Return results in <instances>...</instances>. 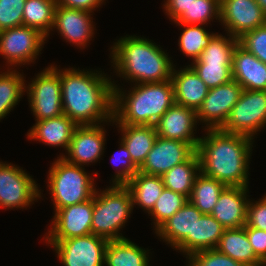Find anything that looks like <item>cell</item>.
I'll list each match as a JSON object with an SVG mask.
<instances>
[{"mask_svg":"<svg viewBox=\"0 0 266 266\" xmlns=\"http://www.w3.org/2000/svg\"><path fill=\"white\" fill-rule=\"evenodd\" d=\"M133 201L125 185L111 184L93 195L91 232L108 241L124 239L119 233L133 212Z\"/></svg>","mask_w":266,"mask_h":266,"instance_id":"cell-5","label":"cell"},{"mask_svg":"<svg viewBox=\"0 0 266 266\" xmlns=\"http://www.w3.org/2000/svg\"><path fill=\"white\" fill-rule=\"evenodd\" d=\"M115 126L121 131L120 141L129 151L132 162L140 168L158 136L155 126L127 124H115Z\"/></svg>","mask_w":266,"mask_h":266,"instance_id":"cell-25","label":"cell"},{"mask_svg":"<svg viewBox=\"0 0 266 266\" xmlns=\"http://www.w3.org/2000/svg\"><path fill=\"white\" fill-rule=\"evenodd\" d=\"M35 77L28 85H25V92H27L29 106L35 116V121H42L64 114L60 69L52 64Z\"/></svg>","mask_w":266,"mask_h":266,"instance_id":"cell-7","label":"cell"},{"mask_svg":"<svg viewBox=\"0 0 266 266\" xmlns=\"http://www.w3.org/2000/svg\"><path fill=\"white\" fill-rule=\"evenodd\" d=\"M54 161L46 181L54 212L93 198L97 189L96 184L83 166L68 163L60 156Z\"/></svg>","mask_w":266,"mask_h":266,"instance_id":"cell-6","label":"cell"},{"mask_svg":"<svg viewBox=\"0 0 266 266\" xmlns=\"http://www.w3.org/2000/svg\"><path fill=\"white\" fill-rule=\"evenodd\" d=\"M92 15L84 10L56 6L51 31L57 30L66 42L85 49L96 30Z\"/></svg>","mask_w":266,"mask_h":266,"instance_id":"cell-16","label":"cell"},{"mask_svg":"<svg viewBox=\"0 0 266 266\" xmlns=\"http://www.w3.org/2000/svg\"><path fill=\"white\" fill-rule=\"evenodd\" d=\"M226 187L222 182L200 173L195 179L188 201L202 214H211L220 194Z\"/></svg>","mask_w":266,"mask_h":266,"instance_id":"cell-32","label":"cell"},{"mask_svg":"<svg viewBox=\"0 0 266 266\" xmlns=\"http://www.w3.org/2000/svg\"><path fill=\"white\" fill-rule=\"evenodd\" d=\"M220 23L229 35L244 33L266 24V16L256 0H220Z\"/></svg>","mask_w":266,"mask_h":266,"instance_id":"cell-15","label":"cell"},{"mask_svg":"<svg viewBox=\"0 0 266 266\" xmlns=\"http://www.w3.org/2000/svg\"><path fill=\"white\" fill-rule=\"evenodd\" d=\"M60 69L63 112L77 125L113 123V81L102 71Z\"/></svg>","mask_w":266,"mask_h":266,"instance_id":"cell-1","label":"cell"},{"mask_svg":"<svg viewBox=\"0 0 266 266\" xmlns=\"http://www.w3.org/2000/svg\"><path fill=\"white\" fill-rule=\"evenodd\" d=\"M256 2L262 9L264 15L266 16V0H256Z\"/></svg>","mask_w":266,"mask_h":266,"instance_id":"cell-46","label":"cell"},{"mask_svg":"<svg viewBox=\"0 0 266 266\" xmlns=\"http://www.w3.org/2000/svg\"><path fill=\"white\" fill-rule=\"evenodd\" d=\"M248 193V187L227 186L220 194L211 215L226 229L244 227Z\"/></svg>","mask_w":266,"mask_h":266,"instance_id":"cell-19","label":"cell"},{"mask_svg":"<svg viewBox=\"0 0 266 266\" xmlns=\"http://www.w3.org/2000/svg\"><path fill=\"white\" fill-rule=\"evenodd\" d=\"M200 173V160L195 151L185 162L172 167L162 176L164 187L189 198Z\"/></svg>","mask_w":266,"mask_h":266,"instance_id":"cell-29","label":"cell"},{"mask_svg":"<svg viewBox=\"0 0 266 266\" xmlns=\"http://www.w3.org/2000/svg\"><path fill=\"white\" fill-rule=\"evenodd\" d=\"M110 49L111 66L118 77L133 84L171 80L173 61L152 40L126 35L114 42Z\"/></svg>","mask_w":266,"mask_h":266,"instance_id":"cell-3","label":"cell"},{"mask_svg":"<svg viewBox=\"0 0 266 266\" xmlns=\"http://www.w3.org/2000/svg\"><path fill=\"white\" fill-rule=\"evenodd\" d=\"M57 0H26L23 12V25L41 32L46 39L50 35Z\"/></svg>","mask_w":266,"mask_h":266,"instance_id":"cell-31","label":"cell"},{"mask_svg":"<svg viewBox=\"0 0 266 266\" xmlns=\"http://www.w3.org/2000/svg\"><path fill=\"white\" fill-rule=\"evenodd\" d=\"M63 266H104L108 240L89 234L61 241H46Z\"/></svg>","mask_w":266,"mask_h":266,"instance_id":"cell-11","label":"cell"},{"mask_svg":"<svg viewBox=\"0 0 266 266\" xmlns=\"http://www.w3.org/2000/svg\"><path fill=\"white\" fill-rule=\"evenodd\" d=\"M238 44V38L227 33L216 34L197 60L192 63H232V53Z\"/></svg>","mask_w":266,"mask_h":266,"instance_id":"cell-34","label":"cell"},{"mask_svg":"<svg viewBox=\"0 0 266 266\" xmlns=\"http://www.w3.org/2000/svg\"><path fill=\"white\" fill-rule=\"evenodd\" d=\"M104 124L106 123L78 125L66 151L67 156L61 154L60 157L68 163L79 166H88L102 159L107 133Z\"/></svg>","mask_w":266,"mask_h":266,"instance_id":"cell-14","label":"cell"},{"mask_svg":"<svg viewBox=\"0 0 266 266\" xmlns=\"http://www.w3.org/2000/svg\"><path fill=\"white\" fill-rule=\"evenodd\" d=\"M224 228L211 214H203L194 227V237H186L175 250L184 253V257L217 247Z\"/></svg>","mask_w":266,"mask_h":266,"instance_id":"cell-24","label":"cell"},{"mask_svg":"<svg viewBox=\"0 0 266 266\" xmlns=\"http://www.w3.org/2000/svg\"><path fill=\"white\" fill-rule=\"evenodd\" d=\"M242 90V86L235 80L209 89L205 100L196 111L198 123H204L203 129H220L238 102Z\"/></svg>","mask_w":266,"mask_h":266,"instance_id":"cell-13","label":"cell"},{"mask_svg":"<svg viewBox=\"0 0 266 266\" xmlns=\"http://www.w3.org/2000/svg\"><path fill=\"white\" fill-rule=\"evenodd\" d=\"M238 44L266 64V24L244 33Z\"/></svg>","mask_w":266,"mask_h":266,"instance_id":"cell-39","label":"cell"},{"mask_svg":"<svg viewBox=\"0 0 266 266\" xmlns=\"http://www.w3.org/2000/svg\"><path fill=\"white\" fill-rule=\"evenodd\" d=\"M105 0H57V6H63L66 8H73L78 10H84L90 13H94Z\"/></svg>","mask_w":266,"mask_h":266,"instance_id":"cell-45","label":"cell"},{"mask_svg":"<svg viewBox=\"0 0 266 266\" xmlns=\"http://www.w3.org/2000/svg\"><path fill=\"white\" fill-rule=\"evenodd\" d=\"M220 0H194L174 23L207 25L215 18L220 22Z\"/></svg>","mask_w":266,"mask_h":266,"instance_id":"cell-35","label":"cell"},{"mask_svg":"<svg viewBox=\"0 0 266 266\" xmlns=\"http://www.w3.org/2000/svg\"><path fill=\"white\" fill-rule=\"evenodd\" d=\"M187 266H245L216 248L195 252L187 257Z\"/></svg>","mask_w":266,"mask_h":266,"instance_id":"cell-38","label":"cell"},{"mask_svg":"<svg viewBox=\"0 0 266 266\" xmlns=\"http://www.w3.org/2000/svg\"><path fill=\"white\" fill-rule=\"evenodd\" d=\"M197 124L195 110L174 103L154 126L158 136L188 142L197 149L200 140V137L194 135Z\"/></svg>","mask_w":266,"mask_h":266,"instance_id":"cell-18","label":"cell"},{"mask_svg":"<svg viewBox=\"0 0 266 266\" xmlns=\"http://www.w3.org/2000/svg\"><path fill=\"white\" fill-rule=\"evenodd\" d=\"M182 27L179 36L178 46L184 56L192 59V62L198 59L203 50L209 45L211 39L216 35L206 30L207 26L193 24H178Z\"/></svg>","mask_w":266,"mask_h":266,"instance_id":"cell-33","label":"cell"},{"mask_svg":"<svg viewBox=\"0 0 266 266\" xmlns=\"http://www.w3.org/2000/svg\"><path fill=\"white\" fill-rule=\"evenodd\" d=\"M232 80L242 89L266 90V64L237 44L232 53Z\"/></svg>","mask_w":266,"mask_h":266,"instance_id":"cell-20","label":"cell"},{"mask_svg":"<svg viewBox=\"0 0 266 266\" xmlns=\"http://www.w3.org/2000/svg\"><path fill=\"white\" fill-rule=\"evenodd\" d=\"M26 0H0V31L23 25Z\"/></svg>","mask_w":266,"mask_h":266,"instance_id":"cell-40","label":"cell"},{"mask_svg":"<svg viewBox=\"0 0 266 266\" xmlns=\"http://www.w3.org/2000/svg\"><path fill=\"white\" fill-rule=\"evenodd\" d=\"M119 145L120 150L117 151V153L120 151L119 154H113L111 159L115 164H121L123 168H119L120 170L118 171L116 170V173H114L115 175L112 177L110 184L125 185L133 176L138 173L139 168L132 162L131 155L126 146L121 141L119 142Z\"/></svg>","mask_w":266,"mask_h":266,"instance_id":"cell-41","label":"cell"},{"mask_svg":"<svg viewBox=\"0 0 266 266\" xmlns=\"http://www.w3.org/2000/svg\"><path fill=\"white\" fill-rule=\"evenodd\" d=\"M195 151L196 149L188 142L157 136L139 171L163 176L172 167L185 162Z\"/></svg>","mask_w":266,"mask_h":266,"instance_id":"cell-17","label":"cell"},{"mask_svg":"<svg viewBox=\"0 0 266 266\" xmlns=\"http://www.w3.org/2000/svg\"><path fill=\"white\" fill-rule=\"evenodd\" d=\"M36 180L22 167L0 161V208L26 209L41 196Z\"/></svg>","mask_w":266,"mask_h":266,"instance_id":"cell-10","label":"cell"},{"mask_svg":"<svg viewBox=\"0 0 266 266\" xmlns=\"http://www.w3.org/2000/svg\"><path fill=\"white\" fill-rule=\"evenodd\" d=\"M187 201L188 198L183 194L164 188L154 207L148 213V216H152L154 230L156 231L167 219L172 217Z\"/></svg>","mask_w":266,"mask_h":266,"instance_id":"cell-36","label":"cell"},{"mask_svg":"<svg viewBox=\"0 0 266 266\" xmlns=\"http://www.w3.org/2000/svg\"><path fill=\"white\" fill-rule=\"evenodd\" d=\"M46 41L41 32L25 25L4 29L0 31V55L8 69L30 65L35 63Z\"/></svg>","mask_w":266,"mask_h":266,"instance_id":"cell-9","label":"cell"},{"mask_svg":"<svg viewBox=\"0 0 266 266\" xmlns=\"http://www.w3.org/2000/svg\"><path fill=\"white\" fill-rule=\"evenodd\" d=\"M266 126V90L243 89L220 130L255 138Z\"/></svg>","mask_w":266,"mask_h":266,"instance_id":"cell-8","label":"cell"},{"mask_svg":"<svg viewBox=\"0 0 266 266\" xmlns=\"http://www.w3.org/2000/svg\"><path fill=\"white\" fill-rule=\"evenodd\" d=\"M125 186L131 193L133 206L138 205L145 213L152 210L165 188L162 176L149 175L140 171Z\"/></svg>","mask_w":266,"mask_h":266,"instance_id":"cell-28","label":"cell"},{"mask_svg":"<svg viewBox=\"0 0 266 266\" xmlns=\"http://www.w3.org/2000/svg\"><path fill=\"white\" fill-rule=\"evenodd\" d=\"M196 152L201 173L226 186L248 187L253 138L220 129H204Z\"/></svg>","mask_w":266,"mask_h":266,"instance_id":"cell-2","label":"cell"},{"mask_svg":"<svg viewBox=\"0 0 266 266\" xmlns=\"http://www.w3.org/2000/svg\"><path fill=\"white\" fill-rule=\"evenodd\" d=\"M216 249L245 266H266L254 253L244 227L225 229Z\"/></svg>","mask_w":266,"mask_h":266,"instance_id":"cell-26","label":"cell"},{"mask_svg":"<svg viewBox=\"0 0 266 266\" xmlns=\"http://www.w3.org/2000/svg\"><path fill=\"white\" fill-rule=\"evenodd\" d=\"M24 78L17 69L7 68L3 73L0 71V121L13 111L25 94Z\"/></svg>","mask_w":266,"mask_h":266,"instance_id":"cell-30","label":"cell"},{"mask_svg":"<svg viewBox=\"0 0 266 266\" xmlns=\"http://www.w3.org/2000/svg\"><path fill=\"white\" fill-rule=\"evenodd\" d=\"M194 0H164L163 8L165 15L175 22L185 11L188 10Z\"/></svg>","mask_w":266,"mask_h":266,"instance_id":"cell-44","label":"cell"},{"mask_svg":"<svg viewBox=\"0 0 266 266\" xmlns=\"http://www.w3.org/2000/svg\"><path fill=\"white\" fill-rule=\"evenodd\" d=\"M93 198L55 211L46 241H61L92 234Z\"/></svg>","mask_w":266,"mask_h":266,"instance_id":"cell-12","label":"cell"},{"mask_svg":"<svg viewBox=\"0 0 266 266\" xmlns=\"http://www.w3.org/2000/svg\"><path fill=\"white\" fill-rule=\"evenodd\" d=\"M175 68L174 65L171 76L175 103L197 111L205 100L209 88L190 65L179 70Z\"/></svg>","mask_w":266,"mask_h":266,"instance_id":"cell-21","label":"cell"},{"mask_svg":"<svg viewBox=\"0 0 266 266\" xmlns=\"http://www.w3.org/2000/svg\"><path fill=\"white\" fill-rule=\"evenodd\" d=\"M190 66L209 89L232 80V63H191Z\"/></svg>","mask_w":266,"mask_h":266,"instance_id":"cell-37","label":"cell"},{"mask_svg":"<svg viewBox=\"0 0 266 266\" xmlns=\"http://www.w3.org/2000/svg\"><path fill=\"white\" fill-rule=\"evenodd\" d=\"M113 80V124L154 126L175 103L172 80L133 84L123 90Z\"/></svg>","mask_w":266,"mask_h":266,"instance_id":"cell-4","label":"cell"},{"mask_svg":"<svg viewBox=\"0 0 266 266\" xmlns=\"http://www.w3.org/2000/svg\"><path fill=\"white\" fill-rule=\"evenodd\" d=\"M245 227L266 231V194L258 201L249 199Z\"/></svg>","mask_w":266,"mask_h":266,"instance_id":"cell-42","label":"cell"},{"mask_svg":"<svg viewBox=\"0 0 266 266\" xmlns=\"http://www.w3.org/2000/svg\"><path fill=\"white\" fill-rule=\"evenodd\" d=\"M78 125L65 114L61 116L36 121L27 132L31 141H39L52 147H60L67 151L73 132Z\"/></svg>","mask_w":266,"mask_h":266,"instance_id":"cell-23","label":"cell"},{"mask_svg":"<svg viewBox=\"0 0 266 266\" xmlns=\"http://www.w3.org/2000/svg\"><path fill=\"white\" fill-rule=\"evenodd\" d=\"M245 230L255 255L266 265V231L254 227Z\"/></svg>","mask_w":266,"mask_h":266,"instance_id":"cell-43","label":"cell"},{"mask_svg":"<svg viewBox=\"0 0 266 266\" xmlns=\"http://www.w3.org/2000/svg\"><path fill=\"white\" fill-rule=\"evenodd\" d=\"M128 238L108 241L105 249L106 266H150L149 252Z\"/></svg>","mask_w":266,"mask_h":266,"instance_id":"cell-27","label":"cell"},{"mask_svg":"<svg viewBox=\"0 0 266 266\" xmlns=\"http://www.w3.org/2000/svg\"><path fill=\"white\" fill-rule=\"evenodd\" d=\"M203 214L187 201L172 217L167 219L156 231L167 245L175 249L186 237H194L196 221Z\"/></svg>","mask_w":266,"mask_h":266,"instance_id":"cell-22","label":"cell"}]
</instances>
